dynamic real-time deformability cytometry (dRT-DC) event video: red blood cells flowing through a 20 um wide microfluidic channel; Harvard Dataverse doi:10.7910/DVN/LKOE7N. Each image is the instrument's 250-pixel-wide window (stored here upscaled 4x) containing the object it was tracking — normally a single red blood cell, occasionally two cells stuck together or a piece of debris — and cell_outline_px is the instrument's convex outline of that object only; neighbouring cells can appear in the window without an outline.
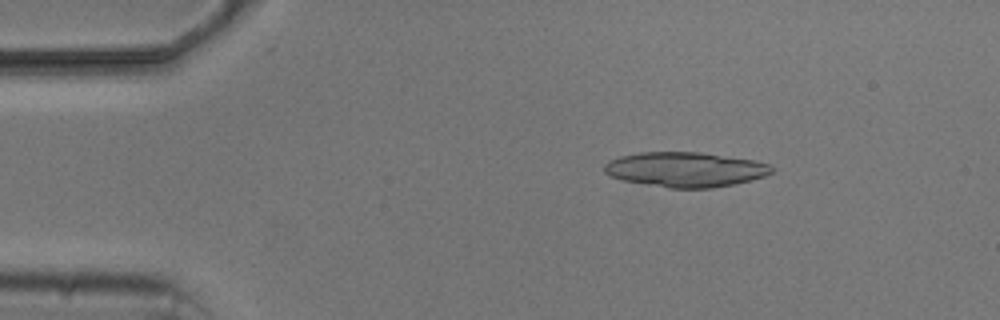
{"species": "common noctule bat (a hibernating species)", "species_latin": "Nyctalus noctula", "temperature_condition": "cold", "stored_images_in_passage": 6, "segment_of_instrument_passage": [1, 2], "camera_frame_rate_fps": 3000, "um_per_image_px": 0.085, "animal": {"sex": "male", "body_mass_g": 20.5, "forearm_length_mm": 52.5}, "frame": {"image": 1, "passage_image": 3, "time_ms": 2.0, "image_size_px": [1000, 320], "cell_outline_px": [[772, 172], [764, 176], [752, 180], [712, 188], [668, 188], [624, 180], [612, 176], [604, 172], [604, 164], [608, 160], [620, 156], [636, 152], [700, 152], [752, 160], [768, 164], [772, 168]], "centroid_in_image_um": [58.21, 14.4], "position_along_channel_um": 26.8, "area_um2": 33.81}}